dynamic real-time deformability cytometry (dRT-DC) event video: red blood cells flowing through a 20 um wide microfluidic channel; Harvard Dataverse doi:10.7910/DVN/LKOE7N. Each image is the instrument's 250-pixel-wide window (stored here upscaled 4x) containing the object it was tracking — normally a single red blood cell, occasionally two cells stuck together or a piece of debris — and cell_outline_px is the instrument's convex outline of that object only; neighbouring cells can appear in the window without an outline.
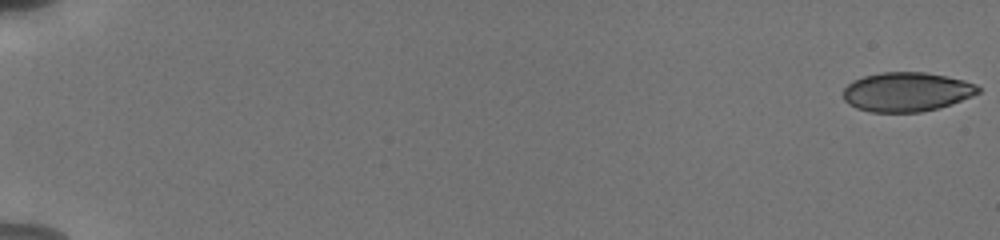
{"species": "human", "species_latin": "Homo sapiens", "temperature_condition": "cold", "stored_images_in_passage": 52, "camera_frame_rate_fps": 3000, "um_per_image_px": 0.085, "donor": {"sex": "male"}, "frame": {"image": 1, "passage_image": 1, "time_ms": 0.0, "image_size_px": [1000, 240], "cell_outline_px": [[980, 92], [972, 96], [936, 108], [920, 112], [872, 112], [856, 108], [848, 104], [844, 100], [844, 88], [852, 80], [864, 76], [880, 72], [924, 72], [964, 80], [976, 84], [980, 88]], "centroid_in_image_um": [77.03, 7.8], "position_along_channel_um": 8.0, "area_um2": 30.69}}
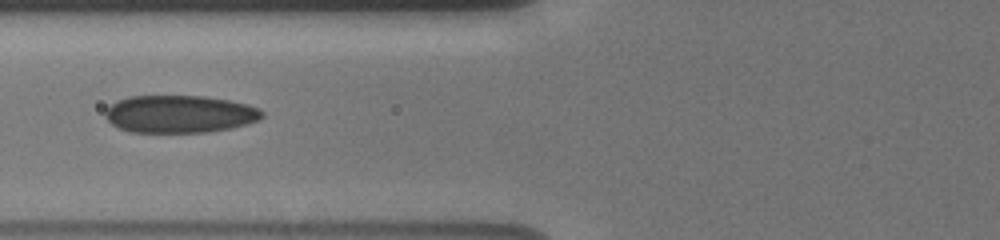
{"frame": {"image": 2, "passage_image": 25, "time_ms": 8.0, "image_size_px": [1000, 240], "cell_outline_px": [[264, 116], [260, 120], [248, 124], [232, 128], [208, 132], [128, 132], [112, 124], [104, 116], [104, 112], [116, 100], [128, 96], [204, 96], [228, 100], [248, 104], [260, 108], [264, 112]], "centroid_in_image_um": [15.3, 9.69], "position_along_channel_um": 110.5, "area_um2": 34.62}}
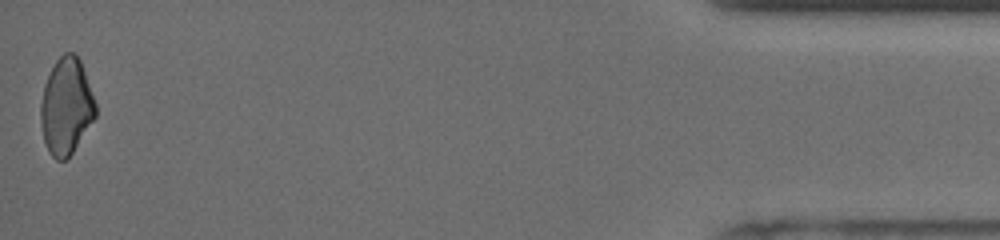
{"frame": {"image": 3, "passage_image": 52, "time_ms": 17.0, "image_size_px": [1000, 240], "cell_outline_px": [[96, 116], [72, 152], [64, 160], [56, 160], [48, 152], [44, 140], [40, 120], [40, 104], [44, 84], [56, 60], [64, 52], [76, 52], [80, 60], [96, 104]], "centroid_in_image_um": [5.62, 9.03], "position_along_channel_um": 429.6, "area_um2": 30.69}, "authors_computed_cell_mechanics": {"area_um2": 32.8304, "velocity_mm_per_s": 3.8241, "shape_relaxation_time_tau1_ms": 4.7155, "shape_relaxation_time_tau2_ms": 3.4333, "deformation_change_tau1": 0.1052, "deformation_change_tau2": 0.0949}}